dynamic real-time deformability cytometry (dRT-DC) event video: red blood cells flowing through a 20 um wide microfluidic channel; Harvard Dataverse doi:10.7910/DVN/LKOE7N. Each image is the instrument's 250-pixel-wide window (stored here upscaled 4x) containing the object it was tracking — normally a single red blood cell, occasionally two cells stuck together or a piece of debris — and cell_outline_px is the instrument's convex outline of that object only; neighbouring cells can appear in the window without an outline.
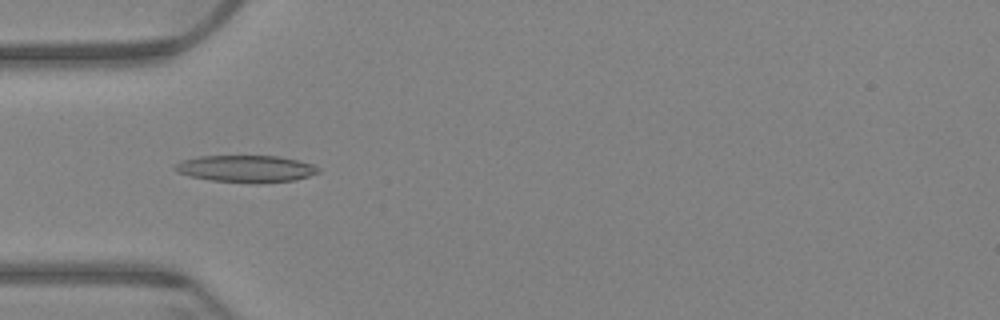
{"species": "Egyptian fruit bat (a non-hibernating species)", "species_latin": "Rousettus aegyptiacus", "temperature_condition": "warm", "stored_images_in_passage": 60, "camera_frame_rate_fps": 3000, "um_per_image_px": 0.085, "animal": {"sex": "female"}, "frame": {"image": 1, "passage_image": 19, "time_ms": 6.0, "image_size_px": [1000, 320], "cell_outline_px": [[320, 172], [308, 176], [292, 180], [212, 180], [188, 176], [176, 172], [172, 168], [180, 160], [200, 156], [280, 156], [312, 164], [320, 168]], "centroid_in_image_um": [20.84, 14.29], "position_along_channel_um": 64.2, "area_um2": 21.5}}
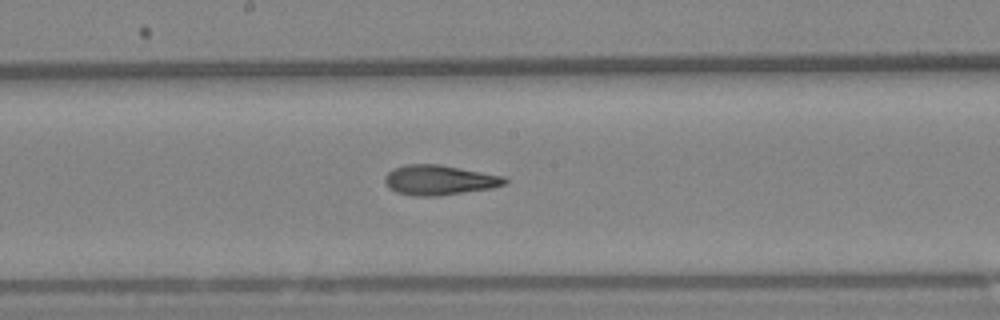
{"frame": {"image": 2, "passage_image": 32, "time_ms": 10.333, "image_size_px": [1000, 320], "cell_outline_px": [[508, 180], [504, 184], [492, 188], [440, 196], [412, 196], [396, 192], [388, 188], [384, 180], [384, 176], [392, 168], [404, 164], [440, 164], [504, 176]], "centroid_in_image_um": [37.3, 15.3], "position_along_channel_um": 210.9, "area_um2": 21.15}}
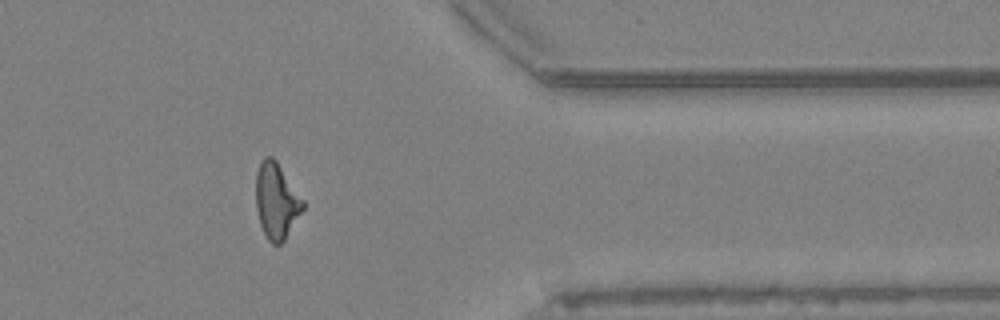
{"frame": {"image": 3, "passage_image": 49, "time_ms": 16.0, "image_size_px": [1000, 320], "cell_outline_px": [[304, 208], [284, 240], [280, 244], [272, 244], [268, 240], [260, 224], [256, 208], [256, 172], [260, 160], [264, 156], [272, 156], [276, 160], [304, 200]], "centroid_in_image_um": [23.48, 17.05], "position_along_channel_um": 387.9, "area_um2": 20.75}, "authors_computed_cell_mechanics": {"area_um2": 20.8369, "velocity_mm_per_s": 3.4202, "shape_relaxation_time_tau1_ms": 7.9459, "shape_relaxation_time_tau2_ms": 3.0933, "deformation_change_tau1": 0.2224, "deformation_change_tau2": 0.1332}}